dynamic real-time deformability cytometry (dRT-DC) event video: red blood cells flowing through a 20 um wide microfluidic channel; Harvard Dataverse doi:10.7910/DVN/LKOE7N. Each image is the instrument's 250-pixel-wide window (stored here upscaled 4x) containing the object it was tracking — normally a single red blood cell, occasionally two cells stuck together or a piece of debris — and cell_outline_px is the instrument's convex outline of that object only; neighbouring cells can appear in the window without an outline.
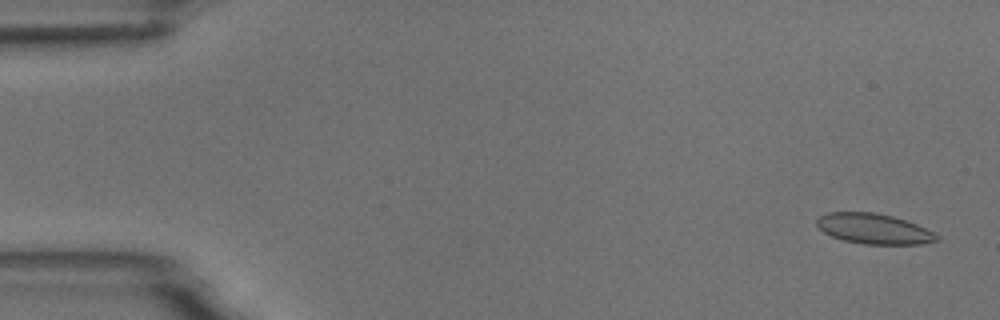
{"species": "common noctule bat (a hibernating species)", "species_latin": "Nyctalus noctula", "temperature_condition": "room temperature", "stored_images_in_passage": 6, "camera_frame_rate_fps": 3000, "um_per_image_px": 0.085, "animal": {"sex": "male", "body_mass_g": 18.8}, "frame": {"image": 1, "passage_image": 1, "time_ms": 0.0, "image_size_px": [1000, 320], "cell_outline_px": [[940, 240], [920, 244], [864, 244], [844, 240], [832, 236], [824, 232], [816, 224], [816, 220], [820, 216], [828, 212], [876, 212], [892, 216], [916, 224], [940, 236]], "centroid_in_image_um": [74.27, 19.44], "position_along_channel_um": 10.7, "area_um2": 21.04}}
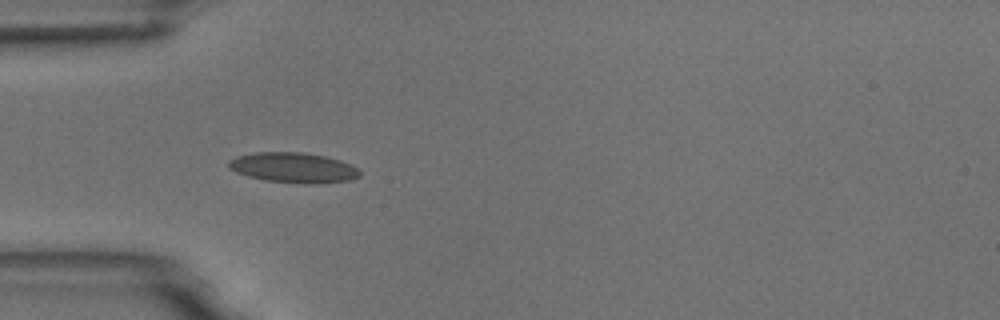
{"frame": {"image": 2, "passage_image": 5, "time_ms": 4.667, "image_size_px": [1000, 320], "cell_outline_px": [[360, 176], [352, 180], [316, 184], [304, 184], [264, 180], [248, 176], [236, 172], [228, 168], [228, 160], [236, 156], [256, 152], [304, 152], [324, 156], [340, 160], [352, 164], [360, 172]], "centroid_in_image_um": [24.94, 14.25], "position_along_channel_um": 60.1, "area_um2": 23.29}}